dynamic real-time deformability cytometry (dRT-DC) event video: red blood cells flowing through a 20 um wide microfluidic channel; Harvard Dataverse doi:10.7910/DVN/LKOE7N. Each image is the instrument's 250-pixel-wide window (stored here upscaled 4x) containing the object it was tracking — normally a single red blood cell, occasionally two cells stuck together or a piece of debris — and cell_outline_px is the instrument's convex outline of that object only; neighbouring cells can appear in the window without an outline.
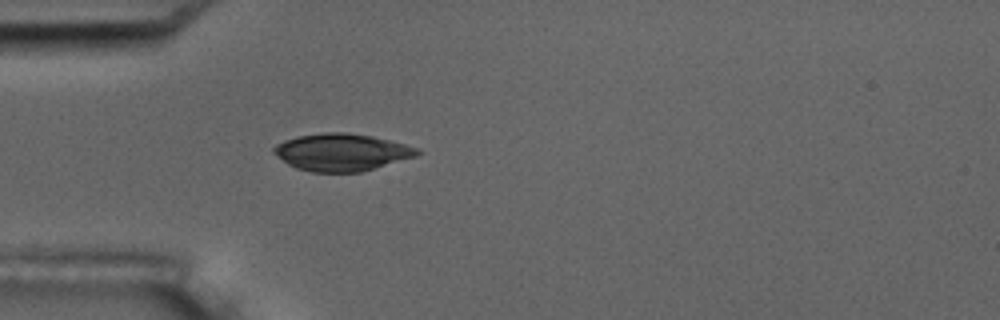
{"species": "common noctule bat (a hibernating species)", "species_latin": "Nyctalus noctula", "temperature_condition": "room temperature", "stored_images_in_passage": 1, "camera_frame_rate_fps": 3000, "um_per_image_px": 0.085, "animal": {"sex": "male", "body_mass_g": 17.5, "forearm_length_mm": 52.3}, "frame": {"image": 1, "passage_image": 1, "time_ms": 0.0, "image_size_px": [1000, 320], "cell_outline_px": [[420, 152], [416, 156], [360, 172], [312, 172], [296, 168], [288, 164], [272, 152], [272, 148], [276, 144], [284, 140], [296, 136], [324, 132], [348, 132], [372, 136], [404, 144], [416, 148]], "centroid_in_image_um": [28.98, 12.93], "position_along_channel_um": 56.0, "area_um2": 30.98}}